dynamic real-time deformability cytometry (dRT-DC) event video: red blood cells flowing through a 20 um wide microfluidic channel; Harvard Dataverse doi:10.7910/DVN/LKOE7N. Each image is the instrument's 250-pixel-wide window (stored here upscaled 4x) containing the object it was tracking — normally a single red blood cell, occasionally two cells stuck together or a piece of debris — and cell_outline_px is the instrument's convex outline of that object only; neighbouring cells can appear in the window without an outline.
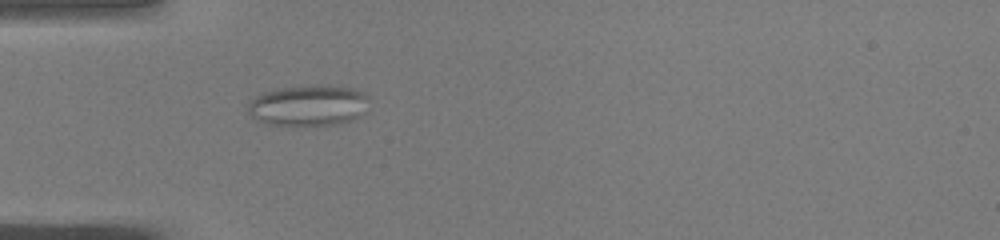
{"species": "common noctule bat (a hibernating species)", "species_latin": "Nyctalus noctula", "temperature_condition": "warm", "stored_images_in_passage": 37, "camera_frame_rate_fps": 3000, "um_per_image_px": 0.085, "animal": {"sex": "male", "body_mass_g": 19.0, "forearm_length_mm": 50.8}, "frame": {"image": 1, "passage_image": 3, "time_ms": 0.667, "image_size_px": [1000, 240], "cell_outline_px": [[368, 100], [364, 112], [348, 120], [336, 124], [264, 124], [252, 116], [248, 112], [248, 104], [256, 96], [264, 92], [276, 88], [316, 84], [328, 84], [352, 88], [364, 92], [368, 96]], "centroid_in_image_um": [26.2, 8.91], "position_along_channel_um": 58.8, "area_um2": 28.67}}
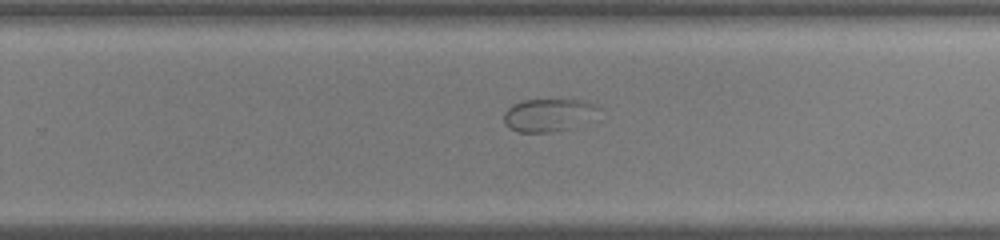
{"frame": {"image": 2, "passage_image": 20, "time_ms": 6.333, "image_size_px": [1000, 240], "cell_outline_px": [[600, 108], [572, 128], [552, 132], [516, 132], [508, 128], [504, 124], [504, 112], [512, 104], [524, 100], [588, 100], [600, 104]], "centroid_in_image_um": [46.55, 9.77], "position_along_channel_um": 283.2, "area_um2": 17.98}}
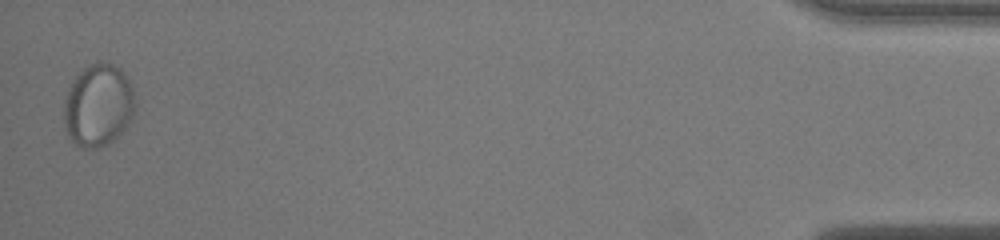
{"frame": {"image": 3, "passage_image": 37, "time_ms": 12.0, "image_size_px": [1000, 240], "cell_outline_px": [[136, 104], [132, 116], [128, 124], [112, 140], [100, 148], [84, 148], [76, 144], [68, 136], [64, 124], [64, 100], [68, 88], [76, 72], [88, 64], [104, 60], [120, 68], [128, 76], [136, 100]], "centroid_in_image_um": [8.34, 8.89], "position_along_channel_um": 426.9, "area_um2": 34.74}}